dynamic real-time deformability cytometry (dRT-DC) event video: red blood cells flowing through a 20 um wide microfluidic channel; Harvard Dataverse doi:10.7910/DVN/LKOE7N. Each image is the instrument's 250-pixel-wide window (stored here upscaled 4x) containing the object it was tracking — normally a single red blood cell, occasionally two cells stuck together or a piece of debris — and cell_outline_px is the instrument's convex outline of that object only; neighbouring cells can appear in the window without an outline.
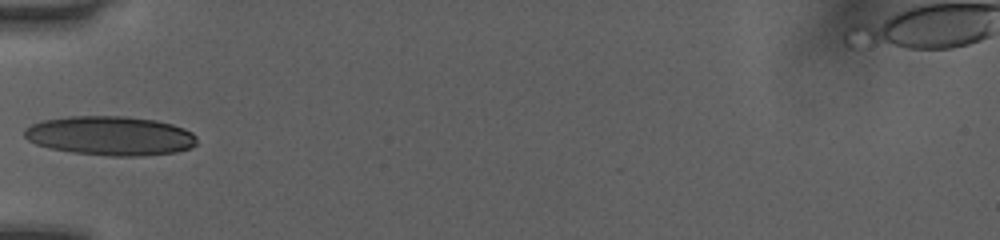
{"species": "human", "species_latin": "Homo sapiens", "temperature_condition": "room temperature", "stored_images_in_passage": 33, "camera_frame_rate_fps": 3000, "um_per_image_px": 0.085, "donor": {"sex": "female"}, "frame": {"image": 1, "passage_image": 1, "time_ms": 0.0, "image_size_px": [1000, 240], "cell_outline_px": [[196, 144], [192, 148], [176, 152], [140, 156], [108, 156], [72, 152], [48, 148], [36, 144], [28, 140], [24, 136], [24, 128], [40, 120], [68, 116], [124, 116], [156, 120], [172, 124], [184, 128], [192, 132], [196, 136]], "centroid_in_image_um": [9.36, 11.54], "position_along_channel_um": 75.6, "area_um2": 39.77}}
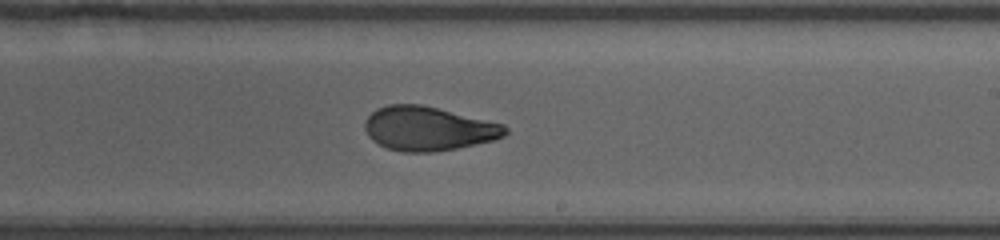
{"frame": {"image": 2, "passage_image": 14, "time_ms": 4.333, "image_size_px": [1000, 240], "cell_outline_px": [[508, 132], [504, 136], [492, 140], [456, 148], [432, 152], [404, 152], [388, 148], [372, 140], [368, 136], [364, 128], [364, 124], [368, 116], [376, 108], [388, 104], [420, 104], [504, 124], [508, 128]], "centroid_in_image_um": [36.38, 10.92], "position_along_channel_um": 252.6, "area_um2": 35.84}}
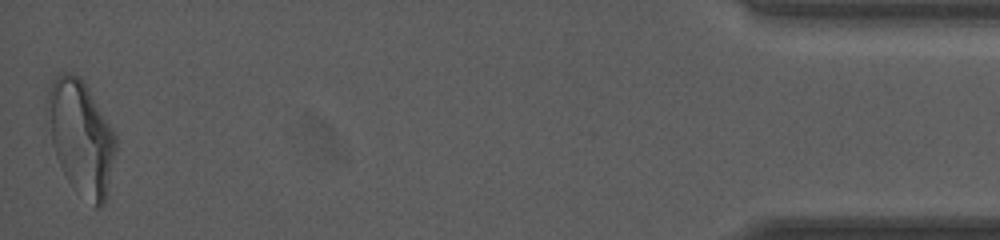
{"frame": {"image": 3, "passage_image": 33, "time_ms": 10.667, "image_size_px": [1000, 240], "cell_outline_px": [[116, 148], [104, 204], [100, 208], [96, 208], [68, 180], [56, 156], [52, 144], [44, 104], [52, 80], [60, 72], [68, 72], [80, 76], [84, 80], [116, 132]], "centroid_in_image_um": [6.87, 11.57], "position_along_channel_um": 428.3, "area_um2": 45.49}, "authors_computed_cell_mechanics": {"area_um2": 37.1654, "velocity_mm_per_s": 4.0667, "shape_relaxation_time_tau1_ms": 5.0589, "shape_relaxation_time_tau2_ms": 1.2837, "deformation_change_tau1": 0.1643, "deformation_change_tau2": 0.0719}}